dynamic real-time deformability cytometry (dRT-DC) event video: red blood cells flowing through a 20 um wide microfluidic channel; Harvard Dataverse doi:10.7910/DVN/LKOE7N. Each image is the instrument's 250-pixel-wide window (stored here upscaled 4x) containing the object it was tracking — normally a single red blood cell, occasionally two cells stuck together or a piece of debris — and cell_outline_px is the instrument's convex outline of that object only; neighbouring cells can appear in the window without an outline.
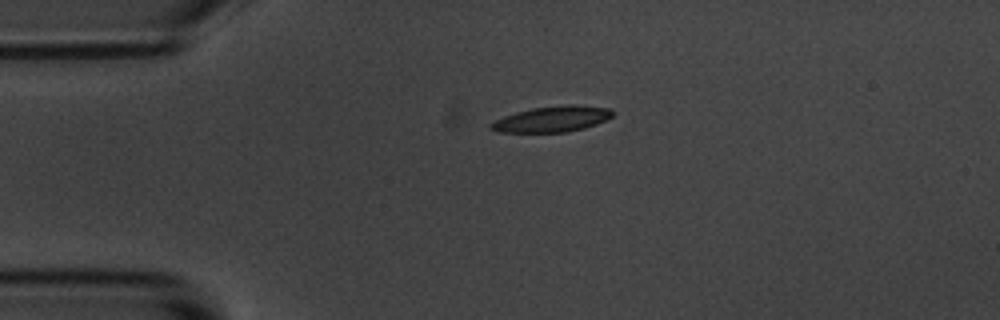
{"species": "common noctule bat (a hibernating species)", "species_latin": "Nyctalus noctula", "temperature_condition": "room temperature", "stored_images_in_passage": 1, "camera_frame_rate_fps": 3000, "um_per_image_px": 0.085, "animal": {"sex": "male", "body_mass_g": 20.1, "forearm_length_mm": 53.5}, "frame": {"image": 1, "passage_image": 1, "time_ms": 0.0, "image_size_px": [1000, 320], "cell_outline_px": [[616, 112], [608, 120], [584, 128], [568, 132], [496, 132], [488, 128], [488, 124], [504, 116], [516, 112], [532, 108], [568, 104], [576, 104], [608, 108]], "centroid_in_image_um": [46.94, 10.12], "position_along_channel_um": 38.1, "area_um2": 18.5}}